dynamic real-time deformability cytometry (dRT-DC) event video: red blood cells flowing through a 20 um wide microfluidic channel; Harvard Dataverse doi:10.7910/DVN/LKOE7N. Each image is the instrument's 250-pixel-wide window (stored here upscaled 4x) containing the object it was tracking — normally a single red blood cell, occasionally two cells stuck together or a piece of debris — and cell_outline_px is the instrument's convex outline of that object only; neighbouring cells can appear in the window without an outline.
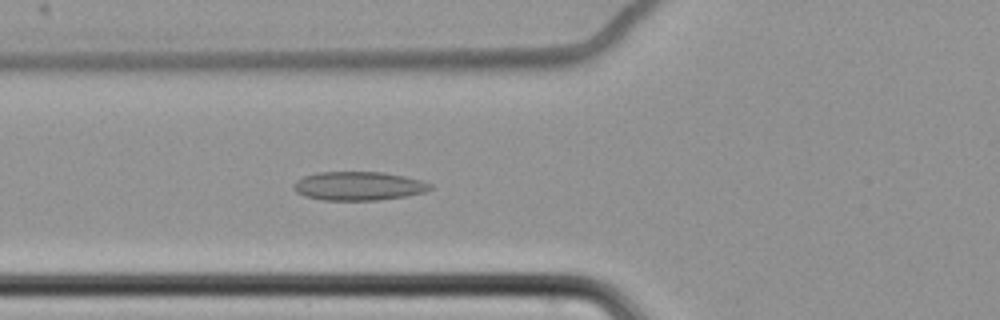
{"species": "common noctule bat (a hibernating species)", "species_latin": "Nyctalus noctula", "temperature_condition": "cold", "stored_images_in_passage": 63, "camera_frame_rate_fps": 3000, "um_per_image_px": 0.085, "animal": {"sex": "female", "body_mass_g": 22.7, "forearm_length_mm": 54.2}, "frame": {"image": 1, "passage_image": 26, "time_ms": 8.333, "image_size_px": [1000, 320], "cell_outline_px": [[432, 188], [424, 192], [404, 196], [380, 200], [324, 200], [304, 196], [296, 192], [292, 188], [292, 184], [296, 180], [304, 176], [316, 172], [384, 172], [404, 176], [420, 180], [432, 184]], "centroid_in_image_um": [30.43, 15.8], "position_along_channel_um": 95.4, "area_um2": 22.95}}
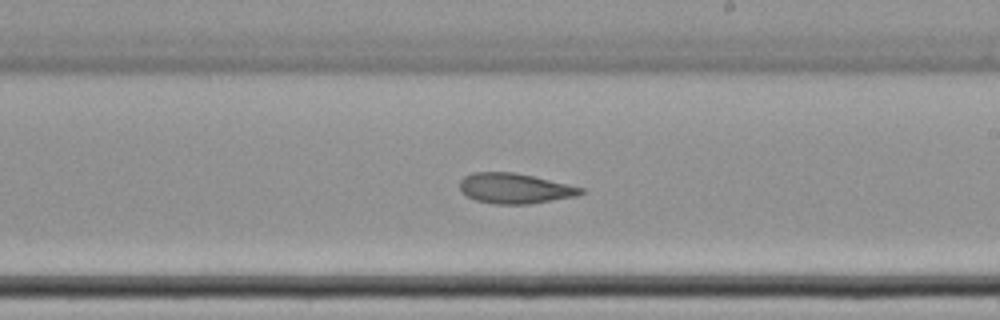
{"frame": {"image": 2, "passage_image": 39, "time_ms": 12.667, "image_size_px": [1000, 320], "cell_outline_px": [[584, 192], [576, 196], [532, 204], [492, 204], [476, 200], [460, 192], [460, 180], [464, 176], [472, 172], [512, 172], [532, 176], [568, 184], [584, 188]], "centroid_in_image_um": [43.74, 16.02], "position_along_channel_um": 245.3, "area_um2": 21.39}}
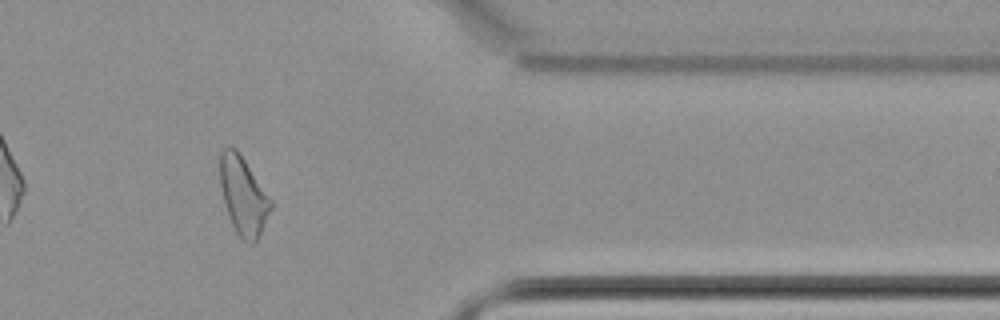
{"frame": {"image": 3, "passage_image": 53, "time_ms": 17.333, "image_size_px": [1000, 320], "cell_outline_px": [[272, 208], [256, 240], [252, 244], [248, 244], [236, 232], [232, 224], [224, 204], [220, 184], [220, 152], [228, 144], [236, 148], [272, 200]], "centroid_in_image_um": [20.66, 16.61], "position_along_channel_um": 390.7, "area_um2": 22.89}, "authors_computed_cell_mechanics": {"area_um2": 24.0448, "velocity_mm_per_s": 3.4591, "shape_relaxation_time_tau1_ms": null, "shape_relaxation_time_tau2_ms": 5.0398, "deformation_change_tau1": null, "deformation_change_tau2": 0.0985}}